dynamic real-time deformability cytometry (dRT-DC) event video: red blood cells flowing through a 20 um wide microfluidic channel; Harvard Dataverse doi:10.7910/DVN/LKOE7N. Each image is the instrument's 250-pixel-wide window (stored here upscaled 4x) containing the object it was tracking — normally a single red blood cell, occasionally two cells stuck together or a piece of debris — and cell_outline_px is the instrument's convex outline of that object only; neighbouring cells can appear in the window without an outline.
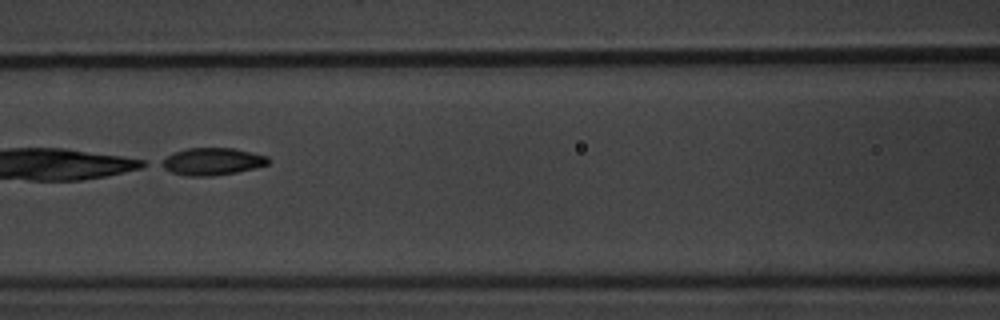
{"species": "common noctule bat (a hibernating species)", "species_latin": "Nyctalus noctula", "temperature_condition": "warm", "stored_images_in_passage": 9, "camera_frame_rate_fps": 3000, "um_per_image_px": 0.085, "animal": {"sex": "male", "body_mass_g": 20.1, "forearm_length_mm": 53.5}, "frame": {"image": 1, "passage_image": 6, "time_ms": 7.0, "image_size_px": [1000, 320], "cell_outline_px": [[272, 160], [268, 164], [236, 172], [212, 176], [188, 176], [172, 172], [156, 164], [160, 160], [176, 152], [188, 148], [232, 148], [252, 152], [268, 156]], "centroid_in_image_um": [18.03, 13.72], "position_along_channel_um": 148.6, "area_um2": 16.94}}
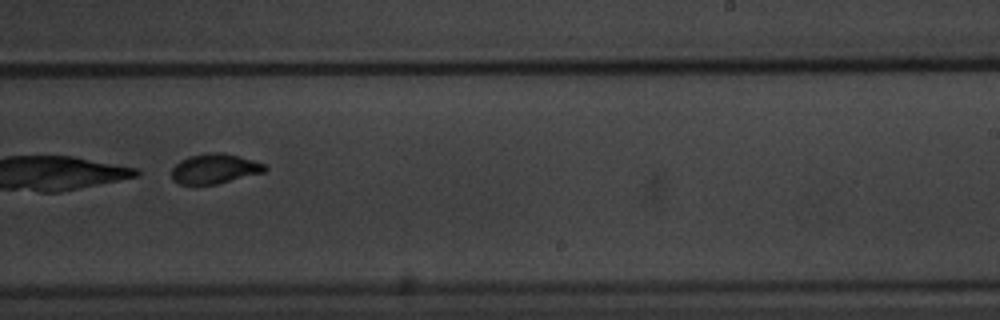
{"frame": {"image": 2, "passage_image": 9, "time_ms": 10.333, "image_size_px": [1000, 320], "cell_outline_px": [[268, 168], [264, 172], [216, 184], [180, 184], [172, 180], [172, 168], [180, 160], [188, 156], [208, 152], [224, 152], [240, 156], [264, 164]], "centroid_in_image_um": [18.23, 14.32], "position_along_channel_um": 270.8, "area_um2": 16.24}}